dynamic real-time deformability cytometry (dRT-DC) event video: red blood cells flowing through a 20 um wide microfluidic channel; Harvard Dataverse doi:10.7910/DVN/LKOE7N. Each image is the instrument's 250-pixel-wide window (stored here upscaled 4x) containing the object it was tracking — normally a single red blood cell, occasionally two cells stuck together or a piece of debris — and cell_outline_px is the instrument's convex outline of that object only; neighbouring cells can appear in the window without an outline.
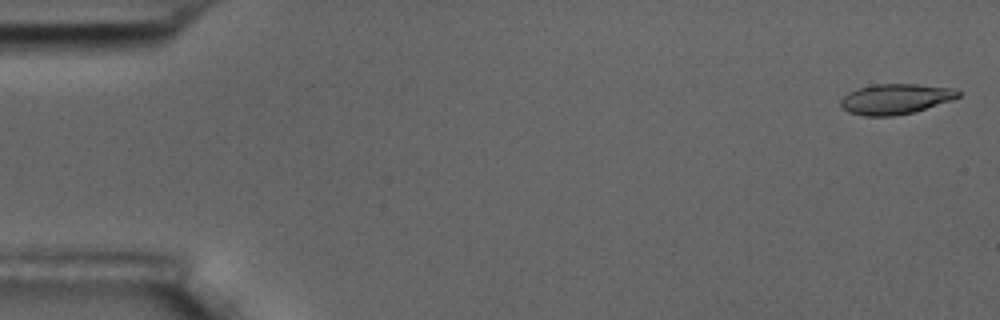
{"species": "common noctule bat (a hibernating species)", "species_latin": "Nyctalus noctula", "temperature_condition": "room temperature", "stored_images_in_passage": 6, "segment_of_instrument_passage": [1, 2], "camera_frame_rate_fps": 3000, "um_per_image_px": 0.085, "animal": {"sex": "male", "body_mass_g": 17.5, "forearm_length_mm": 52.3}, "frame": {"image": 1, "passage_image": 1, "time_ms": 0.0, "image_size_px": [1000, 320], "cell_outline_px": [[960, 96], [952, 100], [912, 112], [892, 116], [864, 116], [848, 112], [840, 104], [840, 100], [848, 92], [860, 88], [876, 84], [916, 84], [956, 88], [960, 92]], "centroid_in_image_um": [76.13, 8.41], "position_along_channel_um": 8.9, "area_um2": 20.63}}
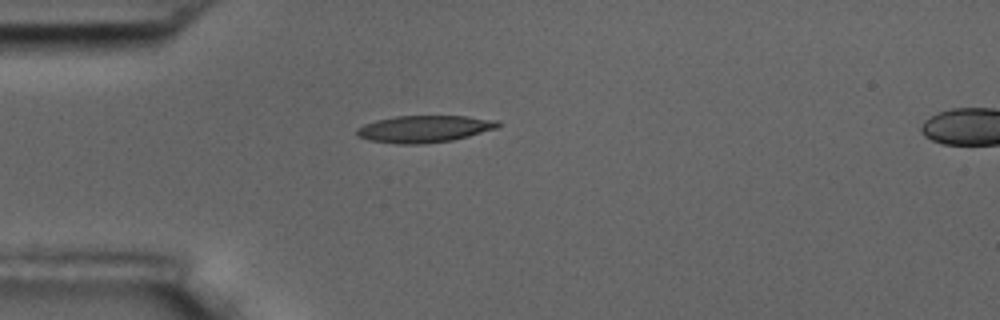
{"frame": {"image": 2, "passage_image": 5, "time_ms": 4.667, "image_size_px": [1000, 320], "cell_outline_px": [[500, 124], [496, 128], [468, 136], [452, 140], [424, 144], [396, 144], [368, 140], [360, 136], [356, 132], [356, 128], [364, 124], [376, 120], [396, 116], [468, 116], [500, 120]], "centroid_in_image_um": [36.07, 10.95], "position_along_channel_um": 48.9, "area_um2": 22.2}}